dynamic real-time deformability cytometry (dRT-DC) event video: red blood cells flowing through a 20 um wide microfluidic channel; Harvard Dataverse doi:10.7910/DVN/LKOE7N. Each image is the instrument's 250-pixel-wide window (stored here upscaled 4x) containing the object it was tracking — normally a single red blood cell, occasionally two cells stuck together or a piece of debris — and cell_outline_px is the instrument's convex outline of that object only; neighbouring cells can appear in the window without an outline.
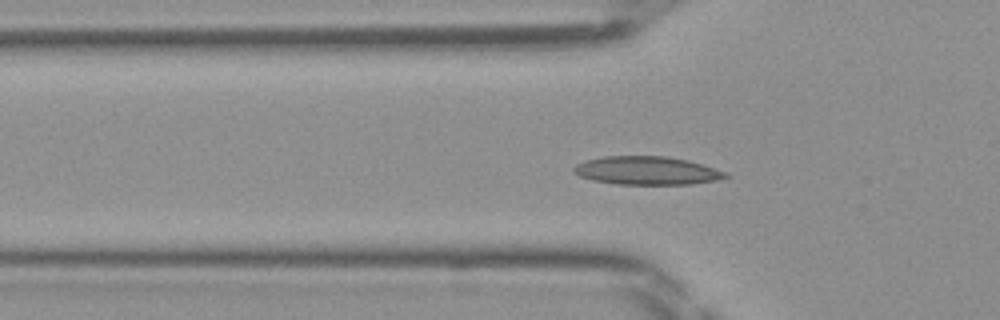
{"species": "Egyptian fruit bat (a non-hibernating species)", "species_latin": "Rousettus aegyptiacus", "temperature_condition": "room temperature", "stored_images_in_passage": 49, "camera_frame_rate_fps": 3000, "um_per_image_px": 0.085, "frame": {"image": 1, "passage_image": 16, "time_ms": 5.0, "image_size_px": [1000, 320], "cell_outline_px": [[732, 176], [716, 180], [692, 184], [616, 184], [592, 180], [580, 176], [572, 172], [572, 168], [576, 164], [584, 160], [604, 156], [668, 156], [688, 160], [728, 172]], "centroid_in_image_um": [54.98, 14.49], "position_along_channel_um": 70.8, "area_um2": 25.26}}
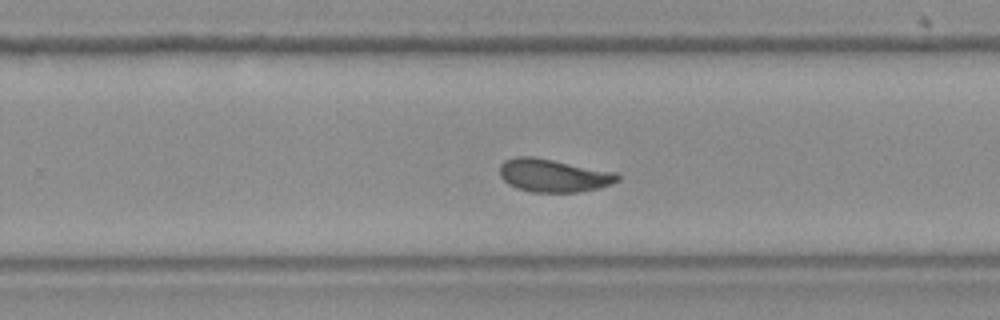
{"frame": {"image": 2, "passage_image": 31, "time_ms": 10.0, "image_size_px": [1000, 320], "cell_outline_px": [[620, 180], [612, 184], [600, 188], [576, 192], [532, 192], [516, 188], [508, 184], [500, 176], [500, 164], [504, 160], [516, 156], [532, 156], [616, 172], [620, 176]], "centroid_in_image_um": [47.04, 14.91], "position_along_channel_um": 282.8, "area_um2": 22.77}}
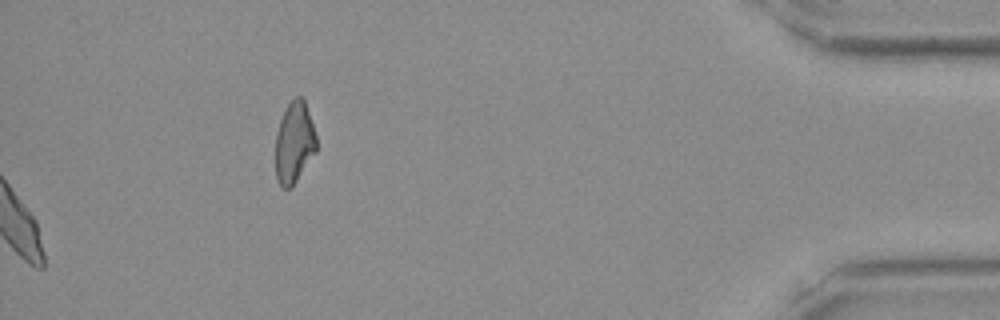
{"frame": {"image": 3, "passage_image": 49, "time_ms": 16.0, "image_size_px": [1000, 320], "cell_outline_px": [[316, 152], [292, 188], [284, 188], [276, 180], [276, 132], [280, 120], [288, 104], [296, 96], [304, 96], [316, 136]], "centroid_in_image_um": [25.02, 12.12], "position_along_channel_um": 410.2, "area_um2": 19.48}}